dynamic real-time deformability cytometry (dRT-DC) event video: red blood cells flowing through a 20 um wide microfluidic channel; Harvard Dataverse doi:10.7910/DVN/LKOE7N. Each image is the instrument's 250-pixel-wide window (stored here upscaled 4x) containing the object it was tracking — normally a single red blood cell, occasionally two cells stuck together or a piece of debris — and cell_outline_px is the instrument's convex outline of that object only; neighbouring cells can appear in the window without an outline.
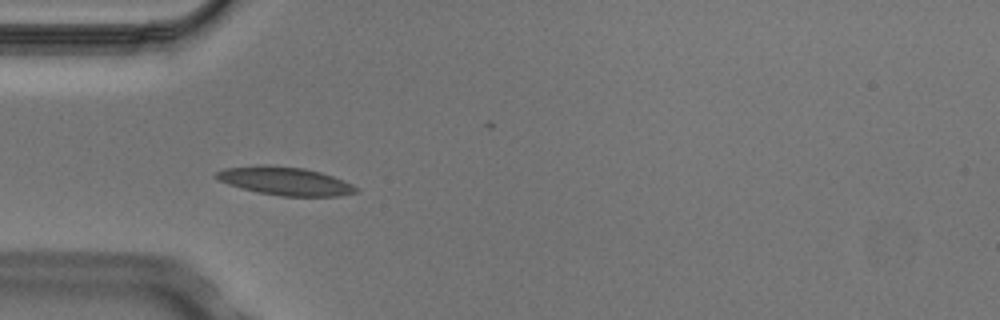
{"species": "Egyptian fruit bat (a non-hibernating species)", "species_latin": "Rousettus aegyptiacus", "temperature_condition": "cold", "stored_images_in_passage": 4, "camera_frame_rate_fps": 3000, "um_per_image_px": 0.085, "animal": {"sex": "male"}, "frame": {"image": 1, "passage_image": 4, "time_ms": 1.0, "image_size_px": [1000, 320], "cell_outline_px": [[360, 188], [356, 192], [340, 196], [280, 196], [260, 192], [228, 184], [212, 176], [216, 172], [224, 168], [260, 164], [268, 164], [304, 168], [320, 172], [332, 176], [352, 184]], "centroid_in_image_um": [24.22, 15.37], "position_along_channel_um": 60.8, "area_um2": 23.0}}